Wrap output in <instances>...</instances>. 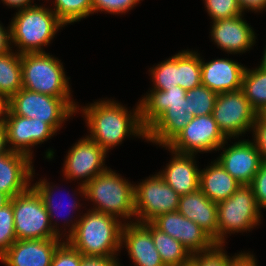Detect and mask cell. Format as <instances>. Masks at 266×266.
I'll return each instance as SVG.
<instances>
[{
  "label": "cell",
  "mask_w": 266,
  "mask_h": 266,
  "mask_svg": "<svg viewBox=\"0 0 266 266\" xmlns=\"http://www.w3.org/2000/svg\"><path fill=\"white\" fill-rule=\"evenodd\" d=\"M149 92V93H148ZM139 101L146 139L168 146L195 116L187 113L186 90L179 85L166 91L151 90Z\"/></svg>",
  "instance_id": "1"
},
{
  "label": "cell",
  "mask_w": 266,
  "mask_h": 266,
  "mask_svg": "<svg viewBox=\"0 0 266 266\" xmlns=\"http://www.w3.org/2000/svg\"><path fill=\"white\" fill-rule=\"evenodd\" d=\"M133 112L112 99L98 100L86 106H78L86 120L89 139L96 142L107 153L122 144L126 137L136 136L146 139V129L140 121V105L136 104Z\"/></svg>",
  "instance_id": "2"
},
{
  "label": "cell",
  "mask_w": 266,
  "mask_h": 266,
  "mask_svg": "<svg viewBox=\"0 0 266 266\" xmlns=\"http://www.w3.org/2000/svg\"><path fill=\"white\" fill-rule=\"evenodd\" d=\"M77 218L74 221L69 219L64 222L63 226L66 225L70 228L68 231H65L66 227L64 228L63 240L66 239L83 256H118V251L122 248L124 221L112 215L90 209Z\"/></svg>",
  "instance_id": "3"
},
{
  "label": "cell",
  "mask_w": 266,
  "mask_h": 266,
  "mask_svg": "<svg viewBox=\"0 0 266 266\" xmlns=\"http://www.w3.org/2000/svg\"><path fill=\"white\" fill-rule=\"evenodd\" d=\"M10 22L12 48L19 54L45 52L56 33L65 26L52 8L34 4L20 9Z\"/></svg>",
  "instance_id": "4"
},
{
  "label": "cell",
  "mask_w": 266,
  "mask_h": 266,
  "mask_svg": "<svg viewBox=\"0 0 266 266\" xmlns=\"http://www.w3.org/2000/svg\"><path fill=\"white\" fill-rule=\"evenodd\" d=\"M122 177L121 174L107 168L84 185L85 199L93 202L92 211L122 218L125 223L130 219L127 223H131L135 222V184Z\"/></svg>",
  "instance_id": "5"
},
{
  "label": "cell",
  "mask_w": 266,
  "mask_h": 266,
  "mask_svg": "<svg viewBox=\"0 0 266 266\" xmlns=\"http://www.w3.org/2000/svg\"><path fill=\"white\" fill-rule=\"evenodd\" d=\"M22 88L54 97H72L61 60L46 52L21 54Z\"/></svg>",
  "instance_id": "6"
},
{
  "label": "cell",
  "mask_w": 266,
  "mask_h": 266,
  "mask_svg": "<svg viewBox=\"0 0 266 266\" xmlns=\"http://www.w3.org/2000/svg\"><path fill=\"white\" fill-rule=\"evenodd\" d=\"M76 103L72 97H54L22 88L9 100V110L14 115L45 121L57 132L77 113Z\"/></svg>",
  "instance_id": "7"
},
{
  "label": "cell",
  "mask_w": 266,
  "mask_h": 266,
  "mask_svg": "<svg viewBox=\"0 0 266 266\" xmlns=\"http://www.w3.org/2000/svg\"><path fill=\"white\" fill-rule=\"evenodd\" d=\"M260 213L252 186L240 185L229 198L217 203L218 244L225 245L228 234L250 232L260 225Z\"/></svg>",
  "instance_id": "8"
},
{
  "label": "cell",
  "mask_w": 266,
  "mask_h": 266,
  "mask_svg": "<svg viewBox=\"0 0 266 266\" xmlns=\"http://www.w3.org/2000/svg\"><path fill=\"white\" fill-rule=\"evenodd\" d=\"M10 202L17 240L61 239L53 231L43 200L32 186L10 198Z\"/></svg>",
  "instance_id": "9"
},
{
  "label": "cell",
  "mask_w": 266,
  "mask_h": 266,
  "mask_svg": "<svg viewBox=\"0 0 266 266\" xmlns=\"http://www.w3.org/2000/svg\"><path fill=\"white\" fill-rule=\"evenodd\" d=\"M135 222H152L159 215L175 212L180 195L156 173L135 185Z\"/></svg>",
  "instance_id": "10"
},
{
  "label": "cell",
  "mask_w": 266,
  "mask_h": 266,
  "mask_svg": "<svg viewBox=\"0 0 266 266\" xmlns=\"http://www.w3.org/2000/svg\"><path fill=\"white\" fill-rule=\"evenodd\" d=\"M219 130L227 139H239L252 130L258 117L242 90L217 95L212 112Z\"/></svg>",
  "instance_id": "11"
},
{
  "label": "cell",
  "mask_w": 266,
  "mask_h": 266,
  "mask_svg": "<svg viewBox=\"0 0 266 266\" xmlns=\"http://www.w3.org/2000/svg\"><path fill=\"white\" fill-rule=\"evenodd\" d=\"M67 154L62 169L64 178L70 181L81 180L77 192L85 198L84 185L108 168L105 165L107 152L85 136L78 140Z\"/></svg>",
  "instance_id": "12"
},
{
  "label": "cell",
  "mask_w": 266,
  "mask_h": 266,
  "mask_svg": "<svg viewBox=\"0 0 266 266\" xmlns=\"http://www.w3.org/2000/svg\"><path fill=\"white\" fill-rule=\"evenodd\" d=\"M226 140L229 139L219 130L212 114L201 115L188 122L167 148L181 154L211 153Z\"/></svg>",
  "instance_id": "13"
},
{
  "label": "cell",
  "mask_w": 266,
  "mask_h": 266,
  "mask_svg": "<svg viewBox=\"0 0 266 266\" xmlns=\"http://www.w3.org/2000/svg\"><path fill=\"white\" fill-rule=\"evenodd\" d=\"M4 125L10 151L22 153L31 160L34 157L31 149L56 134L45 121L14 115L10 110Z\"/></svg>",
  "instance_id": "14"
},
{
  "label": "cell",
  "mask_w": 266,
  "mask_h": 266,
  "mask_svg": "<svg viewBox=\"0 0 266 266\" xmlns=\"http://www.w3.org/2000/svg\"><path fill=\"white\" fill-rule=\"evenodd\" d=\"M225 144H228L227 140L219 147L218 151L224 150L216 160L241 185L251 184L263 163L255 144L249 139H239L229 147H225Z\"/></svg>",
  "instance_id": "15"
},
{
  "label": "cell",
  "mask_w": 266,
  "mask_h": 266,
  "mask_svg": "<svg viewBox=\"0 0 266 266\" xmlns=\"http://www.w3.org/2000/svg\"><path fill=\"white\" fill-rule=\"evenodd\" d=\"M152 223L182 243L190 254L208 251L215 245L213 239L198 224L187 219L178 211L159 215Z\"/></svg>",
  "instance_id": "16"
},
{
  "label": "cell",
  "mask_w": 266,
  "mask_h": 266,
  "mask_svg": "<svg viewBox=\"0 0 266 266\" xmlns=\"http://www.w3.org/2000/svg\"><path fill=\"white\" fill-rule=\"evenodd\" d=\"M243 14L213 21L211 39L221 50L229 54L249 51L256 42V33Z\"/></svg>",
  "instance_id": "17"
},
{
  "label": "cell",
  "mask_w": 266,
  "mask_h": 266,
  "mask_svg": "<svg viewBox=\"0 0 266 266\" xmlns=\"http://www.w3.org/2000/svg\"><path fill=\"white\" fill-rule=\"evenodd\" d=\"M63 239L16 240L1 256L6 266H50Z\"/></svg>",
  "instance_id": "18"
},
{
  "label": "cell",
  "mask_w": 266,
  "mask_h": 266,
  "mask_svg": "<svg viewBox=\"0 0 266 266\" xmlns=\"http://www.w3.org/2000/svg\"><path fill=\"white\" fill-rule=\"evenodd\" d=\"M33 160L28 156L9 151L0 156V192L10 198L25 192L35 173Z\"/></svg>",
  "instance_id": "19"
},
{
  "label": "cell",
  "mask_w": 266,
  "mask_h": 266,
  "mask_svg": "<svg viewBox=\"0 0 266 266\" xmlns=\"http://www.w3.org/2000/svg\"><path fill=\"white\" fill-rule=\"evenodd\" d=\"M246 66L228 58L204 62L201 58L202 85L217 94L241 90Z\"/></svg>",
  "instance_id": "20"
},
{
  "label": "cell",
  "mask_w": 266,
  "mask_h": 266,
  "mask_svg": "<svg viewBox=\"0 0 266 266\" xmlns=\"http://www.w3.org/2000/svg\"><path fill=\"white\" fill-rule=\"evenodd\" d=\"M121 246L127 249L134 266H165L150 231L142 223H124Z\"/></svg>",
  "instance_id": "21"
},
{
  "label": "cell",
  "mask_w": 266,
  "mask_h": 266,
  "mask_svg": "<svg viewBox=\"0 0 266 266\" xmlns=\"http://www.w3.org/2000/svg\"><path fill=\"white\" fill-rule=\"evenodd\" d=\"M168 150L173 157L164 170L158 172L164 181L180 196L199 190L200 169L195 161V154H181Z\"/></svg>",
  "instance_id": "22"
},
{
  "label": "cell",
  "mask_w": 266,
  "mask_h": 266,
  "mask_svg": "<svg viewBox=\"0 0 266 266\" xmlns=\"http://www.w3.org/2000/svg\"><path fill=\"white\" fill-rule=\"evenodd\" d=\"M177 211L198 224L218 244L217 203L212 202L200 189L181 195Z\"/></svg>",
  "instance_id": "23"
},
{
  "label": "cell",
  "mask_w": 266,
  "mask_h": 266,
  "mask_svg": "<svg viewBox=\"0 0 266 266\" xmlns=\"http://www.w3.org/2000/svg\"><path fill=\"white\" fill-rule=\"evenodd\" d=\"M240 185L216 159L211 161L208 167L200 170L199 189L212 202L226 200Z\"/></svg>",
  "instance_id": "24"
},
{
  "label": "cell",
  "mask_w": 266,
  "mask_h": 266,
  "mask_svg": "<svg viewBox=\"0 0 266 266\" xmlns=\"http://www.w3.org/2000/svg\"><path fill=\"white\" fill-rule=\"evenodd\" d=\"M142 224L150 231L165 266H180L191 259L190 252L182 243L158 229L152 222Z\"/></svg>",
  "instance_id": "25"
},
{
  "label": "cell",
  "mask_w": 266,
  "mask_h": 266,
  "mask_svg": "<svg viewBox=\"0 0 266 266\" xmlns=\"http://www.w3.org/2000/svg\"><path fill=\"white\" fill-rule=\"evenodd\" d=\"M13 51L0 55V94L9 100L22 89L21 54Z\"/></svg>",
  "instance_id": "26"
},
{
  "label": "cell",
  "mask_w": 266,
  "mask_h": 266,
  "mask_svg": "<svg viewBox=\"0 0 266 266\" xmlns=\"http://www.w3.org/2000/svg\"><path fill=\"white\" fill-rule=\"evenodd\" d=\"M241 90L249 104L260 112L266 106V70L259 66L252 70L246 67Z\"/></svg>",
  "instance_id": "27"
},
{
  "label": "cell",
  "mask_w": 266,
  "mask_h": 266,
  "mask_svg": "<svg viewBox=\"0 0 266 266\" xmlns=\"http://www.w3.org/2000/svg\"><path fill=\"white\" fill-rule=\"evenodd\" d=\"M202 84L201 57L198 51L182 50L178 53V85L190 90Z\"/></svg>",
  "instance_id": "28"
},
{
  "label": "cell",
  "mask_w": 266,
  "mask_h": 266,
  "mask_svg": "<svg viewBox=\"0 0 266 266\" xmlns=\"http://www.w3.org/2000/svg\"><path fill=\"white\" fill-rule=\"evenodd\" d=\"M52 9L67 26L93 14L92 0H53Z\"/></svg>",
  "instance_id": "29"
},
{
  "label": "cell",
  "mask_w": 266,
  "mask_h": 266,
  "mask_svg": "<svg viewBox=\"0 0 266 266\" xmlns=\"http://www.w3.org/2000/svg\"><path fill=\"white\" fill-rule=\"evenodd\" d=\"M152 90L172 89L178 85V53L151 67Z\"/></svg>",
  "instance_id": "30"
},
{
  "label": "cell",
  "mask_w": 266,
  "mask_h": 266,
  "mask_svg": "<svg viewBox=\"0 0 266 266\" xmlns=\"http://www.w3.org/2000/svg\"><path fill=\"white\" fill-rule=\"evenodd\" d=\"M217 93L202 84L186 90V112L196 116L210 115L213 112Z\"/></svg>",
  "instance_id": "31"
},
{
  "label": "cell",
  "mask_w": 266,
  "mask_h": 266,
  "mask_svg": "<svg viewBox=\"0 0 266 266\" xmlns=\"http://www.w3.org/2000/svg\"><path fill=\"white\" fill-rule=\"evenodd\" d=\"M37 192H38V194L40 195V197L42 198V200H43V203H44V206L46 207V210H47V212H48V214H49V218H50V222H51V225H52V229H53V231L55 232V234L59 237V238H61L62 239V234H63V231H62V233L60 234V228H59V226H57V225H59V224H57V222H56V220L54 221L53 219H55L54 217H57L58 215H56V213L55 212H57L58 213V211H56V210H58V209H62V205L61 206H59V204H57V203H55L56 201H54V195H55V193H53L54 192V190H55V188H57V186L55 187L54 185H50V183L47 181V179H39V181L38 182H36L35 184H33V185H31ZM68 203H70V202H68ZM57 204V205H56ZM81 205L82 204H80L78 201L76 202L75 200H74V203H70L69 204V206L68 207H70L71 208V210H72V208H73V210L72 211H74V209H75V211L77 210V208H79L80 209V207H81ZM58 207V208H57ZM60 207V208H59ZM70 209H69V212L71 211ZM67 211H68V209H67ZM61 212V211H60ZM68 212V217L67 218H69V216H70V213ZM60 216V215H59ZM64 216V215H63ZM66 216H67V214H66ZM64 219H66V218H64ZM54 221V223H52Z\"/></svg>",
  "instance_id": "32"
},
{
  "label": "cell",
  "mask_w": 266,
  "mask_h": 266,
  "mask_svg": "<svg viewBox=\"0 0 266 266\" xmlns=\"http://www.w3.org/2000/svg\"><path fill=\"white\" fill-rule=\"evenodd\" d=\"M224 244H215L211 249L204 252L191 254V260L196 266H229L230 262L238 255H227Z\"/></svg>",
  "instance_id": "33"
},
{
  "label": "cell",
  "mask_w": 266,
  "mask_h": 266,
  "mask_svg": "<svg viewBox=\"0 0 266 266\" xmlns=\"http://www.w3.org/2000/svg\"><path fill=\"white\" fill-rule=\"evenodd\" d=\"M17 240L12 203L0 208V256Z\"/></svg>",
  "instance_id": "34"
},
{
  "label": "cell",
  "mask_w": 266,
  "mask_h": 266,
  "mask_svg": "<svg viewBox=\"0 0 266 266\" xmlns=\"http://www.w3.org/2000/svg\"><path fill=\"white\" fill-rule=\"evenodd\" d=\"M212 22L242 15L237 0H203Z\"/></svg>",
  "instance_id": "35"
},
{
  "label": "cell",
  "mask_w": 266,
  "mask_h": 266,
  "mask_svg": "<svg viewBox=\"0 0 266 266\" xmlns=\"http://www.w3.org/2000/svg\"><path fill=\"white\" fill-rule=\"evenodd\" d=\"M82 254L66 240L55 250L50 266H80Z\"/></svg>",
  "instance_id": "36"
},
{
  "label": "cell",
  "mask_w": 266,
  "mask_h": 266,
  "mask_svg": "<svg viewBox=\"0 0 266 266\" xmlns=\"http://www.w3.org/2000/svg\"><path fill=\"white\" fill-rule=\"evenodd\" d=\"M142 0H92L93 14L105 12L106 14H125L132 10Z\"/></svg>",
  "instance_id": "37"
},
{
  "label": "cell",
  "mask_w": 266,
  "mask_h": 266,
  "mask_svg": "<svg viewBox=\"0 0 266 266\" xmlns=\"http://www.w3.org/2000/svg\"><path fill=\"white\" fill-rule=\"evenodd\" d=\"M259 209H266V162H263L251 184Z\"/></svg>",
  "instance_id": "38"
},
{
  "label": "cell",
  "mask_w": 266,
  "mask_h": 266,
  "mask_svg": "<svg viewBox=\"0 0 266 266\" xmlns=\"http://www.w3.org/2000/svg\"><path fill=\"white\" fill-rule=\"evenodd\" d=\"M251 132L254 135L252 142L261 154L263 162H266V123L257 117Z\"/></svg>",
  "instance_id": "39"
},
{
  "label": "cell",
  "mask_w": 266,
  "mask_h": 266,
  "mask_svg": "<svg viewBox=\"0 0 266 266\" xmlns=\"http://www.w3.org/2000/svg\"><path fill=\"white\" fill-rule=\"evenodd\" d=\"M117 257L83 256L80 266H121Z\"/></svg>",
  "instance_id": "40"
},
{
  "label": "cell",
  "mask_w": 266,
  "mask_h": 266,
  "mask_svg": "<svg viewBox=\"0 0 266 266\" xmlns=\"http://www.w3.org/2000/svg\"><path fill=\"white\" fill-rule=\"evenodd\" d=\"M237 2L243 14L246 10L261 12L265 9L266 11V0H237Z\"/></svg>",
  "instance_id": "41"
},
{
  "label": "cell",
  "mask_w": 266,
  "mask_h": 266,
  "mask_svg": "<svg viewBox=\"0 0 266 266\" xmlns=\"http://www.w3.org/2000/svg\"><path fill=\"white\" fill-rule=\"evenodd\" d=\"M11 43V27L8 26L7 30L0 24V55L10 52L12 49Z\"/></svg>",
  "instance_id": "42"
},
{
  "label": "cell",
  "mask_w": 266,
  "mask_h": 266,
  "mask_svg": "<svg viewBox=\"0 0 266 266\" xmlns=\"http://www.w3.org/2000/svg\"><path fill=\"white\" fill-rule=\"evenodd\" d=\"M254 254L239 252V254L230 262L229 266H258Z\"/></svg>",
  "instance_id": "43"
},
{
  "label": "cell",
  "mask_w": 266,
  "mask_h": 266,
  "mask_svg": "<svg viewBox=\"0 0 266 266\" xmlns=\"http://www.w3.org/2000/svg\"><path fill=\"white\" fill-rule=\"evenodd\" d=\"M6 6L10 8H17V10L24 9L26 7L34 6L31 4L33 0H1Z\"/></svg>",
  "instance_id": "44"
},
{
  "label": "cell",
  "mask_w": 266,
  "mask_h": 266,
  "mask_svg": "<svg viewBox=\"0 0 266 266\" xmlns=\"http://www.w3.org/2000/svg\"><path fill=\"white\" fill-rule=\"evenodd\" d=\"M9 112V99L0 94V125H4Z\"/></svg>",
  "instance_id": "45"
},
{
  "label": "cell",
  "mask_w": 266,
  "mask_h": 266,
  "mask_svg": "<svg viewBox=\"0 0 266 266\" xmlns=\"http://www.w3.org/2000/svg\"><path fill=\"white\" fill-rule=\"evenodd\" d=\"M7 144L8 141L5 125H0V156L10 151Z\"/></svg>",
  "instance_id": "46"
},
{
  "label": "cell",
  "mask_w": 266,
  "mask_h": 266,
  "mask_svg": "<svg viewBox=\"0 0 266 266\" xmlns=\"http://www.w3.org/2000/svg\"><path fill=\"white\" fill-rule=\"evenodd\" d=\"M10 202V197L3 192H0V208L4 207Z\"/></svg>",
  "instance_id": "47"
},
{
  "label": "cell",
  "mask_w": 266,
  "mask_h": 266,
  "mask_svg": "<svg viewBox=\"0 0 266 266\" xmlns=\"http://www.w3.org/2000/svg\"><path fill=\"white\" fill-rule=\"evenodd\" d=\"M263 56H262V61L260 62V65L259 67H261L262 69L266 70V46H265V49L263 51Z\"/></svg>",
  "instance_id": "48"
},
{
  "label": "cell",
  "mask_w": 266,
  "mask_h": 266,
  "mask_svg": "<svg viewBox=\"0 0 266 266\" xmlns=\"http://www.w3.org/2000/svg\"><path fill=\"white\" fill-rule=\"evenodd\" d=\"M258 117L266 123V106L260 112H258Z\"/></svg>",
  "instance_id": "49"
},
{
  "label": "cell",
  "mask_w": 266,
  "mask_h": 266,
  "mask_svg": "<svg viewBox=\"0 0 266 266\" xmlns=\"http://www.w3.org/2000/svg\"><path fill=\"white\" fill-rule=\"evenodd\" d=\"M180 266H196V264L190 259L187 263L182 264Z\"/></svg>",
  "instance_id": "50"
}]
</instances>
